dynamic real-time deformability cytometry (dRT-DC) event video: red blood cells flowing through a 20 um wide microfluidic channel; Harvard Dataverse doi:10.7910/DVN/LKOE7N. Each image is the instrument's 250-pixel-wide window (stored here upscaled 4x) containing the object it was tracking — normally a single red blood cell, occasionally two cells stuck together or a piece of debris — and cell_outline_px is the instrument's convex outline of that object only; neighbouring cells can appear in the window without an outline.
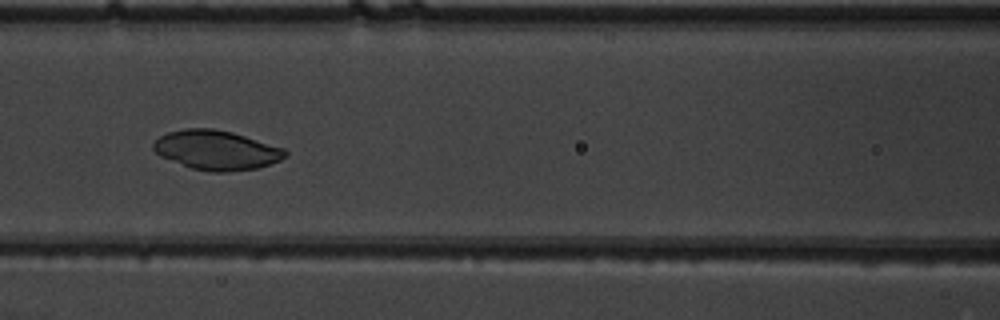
{"species": "common noctule bat (a hibernating species)", "species_latin": "Nyctalus noctula", "temperature_condition": "warm", "stored_images_in_passage": 9, "camera_frame_rate_fps": 3000, "um_per_image_px": 0.085, "animal": {"sex": "male", "body_mass_g": 19.5, "forearm_length_mm": 54.6}, "frame": {"image": 1, "passage_image": 8, "time_ms": 2.333, "image_size_px": [1000, 320], "cell_outline_px": [[288, 156], [280, 160], [256, 168], [228, 172], [212, 172], [192, 168], [160, 156], [152, 148], [152, 144], [160, 136], [168, 132], [184, 128], [212, 128], [232, 132], [284, 148], [288, 152]], "centroid_in_image_um": [18.39, 12.75], "position_along_channel_um": 148.2, "area_um2": 30.17}}
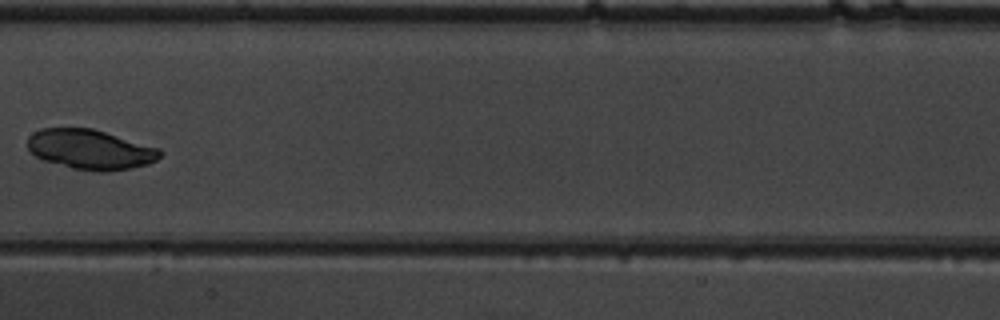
{"frame": {"image": 2, "passage_image": 9, "time_ms": 2.667, "image_size_px": [1000, 320], "cell_outline_px": [[164, 152], [156, 160], [148, 164], [132, 168], [108, 172], [100, 172], [72, 168], [44, 160], [36, 156], [28, 148], [28, 136], [32, 132], [40, 128], [92, 128], [160, 148]], "centroid_in_image_um": [7.7, 12.7], "position_along_channel_um": 199.7, "area_um2": 30.87}}